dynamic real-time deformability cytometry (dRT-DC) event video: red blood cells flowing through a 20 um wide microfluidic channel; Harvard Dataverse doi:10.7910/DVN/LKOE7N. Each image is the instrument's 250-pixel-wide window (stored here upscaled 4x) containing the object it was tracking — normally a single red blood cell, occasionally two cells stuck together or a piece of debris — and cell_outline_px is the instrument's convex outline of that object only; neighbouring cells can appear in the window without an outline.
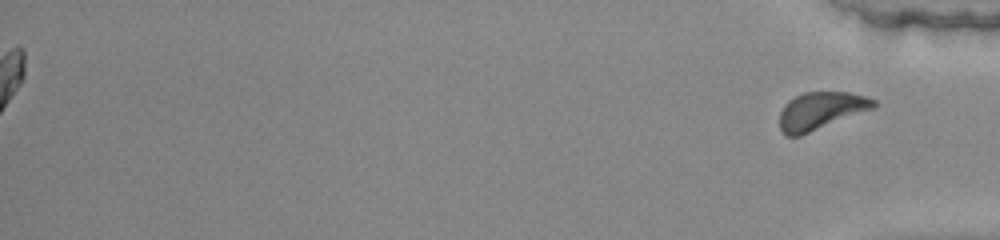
{"species": "common noctule bat (a hibernating species)", "species_latin": "Nyctalus noctula", "temperature_condition": "warm", "stored_images_in_passage": 47, "segment_of_instrument_passage": [2, 2], "camera_frame_rate_fps": 3000, "um_per_image_px": 0.085, "animal": {"sex": "female", "body_mass_g": 22.0, "forearm_length_mm": 56.7}, "frame": {"image": 1, "passage_image": 47, "time_ms": 15.333, "image_size_px": [1000, 240], "cell_outline_px": [[876, 104], [872, 108], [800, 136], [784, 136], [780, 128], [780, 112], [784, 104], [788, 100], [804, 92], [848, 92], [868, 96], [876, 100]], "centroid_in_image_um": [69.73, 9.41], "position_along_channel_um": 365.5, "area_um2": 20.4}}